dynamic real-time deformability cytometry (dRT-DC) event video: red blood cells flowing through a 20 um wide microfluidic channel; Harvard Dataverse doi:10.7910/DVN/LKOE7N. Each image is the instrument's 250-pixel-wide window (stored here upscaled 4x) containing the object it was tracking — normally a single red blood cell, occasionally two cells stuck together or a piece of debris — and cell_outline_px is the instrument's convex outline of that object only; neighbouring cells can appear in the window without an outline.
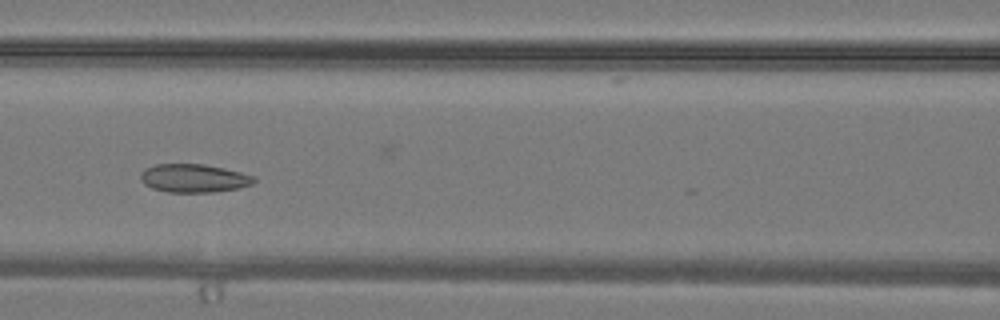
{"species": "common noctule bat (a hibernating species)", "species_latin": "Nyctalus noctula", "temperature_condition": "warm", "stored_images_in_passage": 22, "camera_frame_rate_fps": 3000, "um_per_image_px": 0.085, "animal": {"sex": "male", "body_mass_g": 19.2, "forearm_length_mm": 51.8}, "frame": {"image": 1, "passage_image": 11, "time_ms": 3.333, "image_size_px": [1000, 320], "cell_outline_px": [[256, 180], [252, 184], [236, 188], [212, 192], [168, 192], [152, 188], [144, 184], [140, 180], [140, 172], [144, 168], [156, 164], [204, 164], [224, 168], [256, 176]], "centroid_in_image_um": [16.44, 15.14], "position_along_channel_um": 150.2, "area_um2": 18.79}}
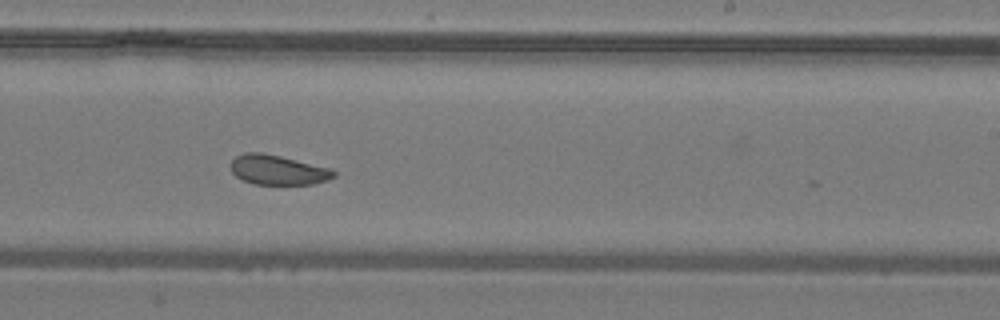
{"frame": {"image": 2, "passage_image": 17, "time_ms": 5.333, "image_size_px": [1000, 320], "cell_outline_px": [[336, 176], [328, 180], [312, 184], [256, 184], [244, 180], [236, 176], [232, 172], [232, 160], [236, 156], [244, 152], [260, 152], [280, 156], [328, 168], [336, 172]], "centroid_in_image_um": [23.61, 14.44], "position_along_channel_um": 265.4, "area_um2": 17.57}}
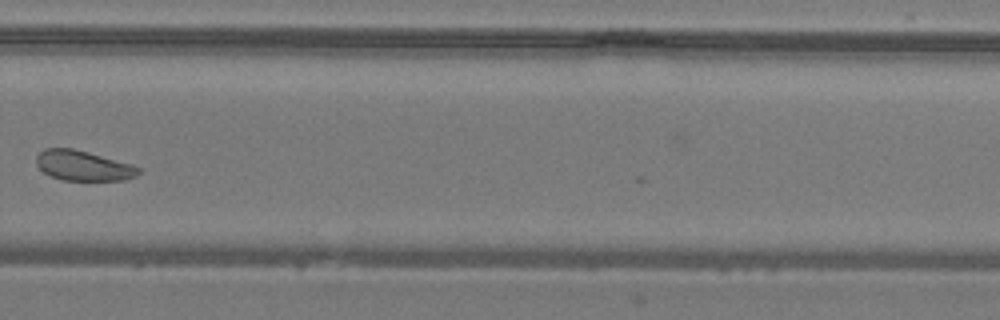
{"frame": {"image": 3, "passage_image": 20, "time_ms": 6.333, "image_size_px": [1000, 320], "cell_outline_px": [[140, 172], [136, 176], [124, 180], [64, 180], [52, 176], [44, 172], [36, 164], [36, 156], [44, 148], [72, 148], [88, 152], [132, 164], [140, 168]], "centroid_in_image_um": [7.08, 14.07], "position_along_channel_um": 322.7, "area_um2": 17.8}}